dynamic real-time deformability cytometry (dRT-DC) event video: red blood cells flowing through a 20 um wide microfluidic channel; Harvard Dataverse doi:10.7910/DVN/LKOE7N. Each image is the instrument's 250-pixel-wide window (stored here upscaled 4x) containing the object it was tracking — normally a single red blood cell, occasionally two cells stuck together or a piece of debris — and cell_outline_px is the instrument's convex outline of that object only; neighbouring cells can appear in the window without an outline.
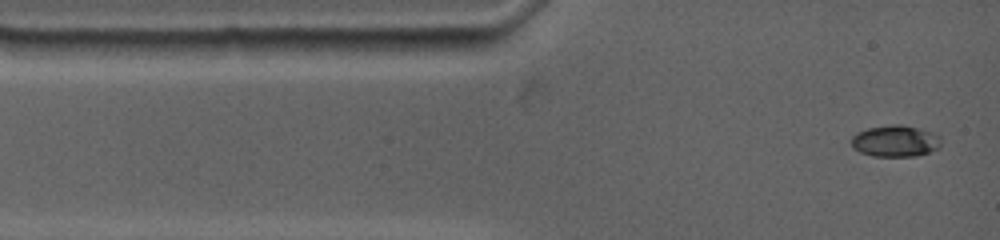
{"species": "common noctule bat (a hibernating species)", "species_latin": "Nyctalus noctula", "temperature_condition": "warm", "stored_images_in_passage": 18, "camera_frame_rate_fps": 4500, "um_per_image_px": 0.085, "animal": {"sex": "female", "body_mass_g": 19.0, "forearm_length_mm": 53.3}, "frame": {"image": 1, "passage_image": 1, "time_ms": 0.0, "image_size_px": [1000, 240], "cell_outline_px": [[940, 144], [936, 148], [928, 152], [916, 156], [872, 156], [860, 152], [852, 148], [852, 136], [856, 132], [868, 128], [892, 124], [900, 124], [920, 128], [932, 132], [940, 136]], "centroid_in_image_um": [76.07, 11.98], "position_along_channel_um": 8.9, "area_um2": 16.47}}
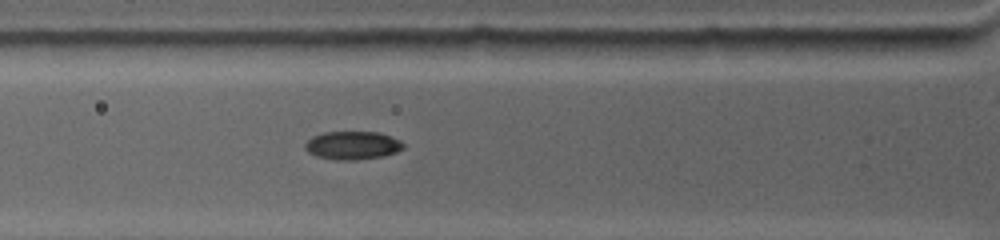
{"frame": {"image": 2, "passage_image": 8, "time_ms": 3.333, "image_size_px": [1000, 240], "cell_outline_px": [[404, 148], [396, 152], [384, 156], [356, 160], [336, 160], [316, 156], [308, 152], [304, 148], [304, 144], [312, 136], [324, 132], [380, 132], [392, 136], [400, 140], [404, 144]], "centroid_in_image_um": [29.97, 12.35], "position_along_channel_um": 95.8, "area_um2": 16.36}}
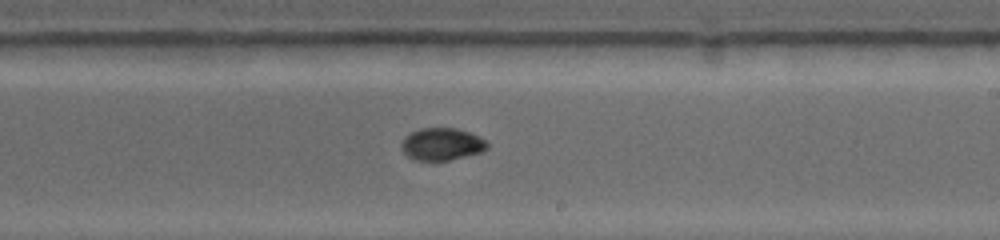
{"frame": {"image": 3, "passage_image": 18, "time_ms": 7.556, "image_size_px": [1000, 240], "cell_outline_px": [[488, 148], [480, 152], [448, 160], [416, 160], [408, 156], [400, 148], [400, 144], [404, 136], [420, 128], [456, 128], [480, 136], [488, 144]], "centroid_in_image_um": [37.52, 12.24], "position_along_channel_um": 251.5, "area_um2": 16.07}}